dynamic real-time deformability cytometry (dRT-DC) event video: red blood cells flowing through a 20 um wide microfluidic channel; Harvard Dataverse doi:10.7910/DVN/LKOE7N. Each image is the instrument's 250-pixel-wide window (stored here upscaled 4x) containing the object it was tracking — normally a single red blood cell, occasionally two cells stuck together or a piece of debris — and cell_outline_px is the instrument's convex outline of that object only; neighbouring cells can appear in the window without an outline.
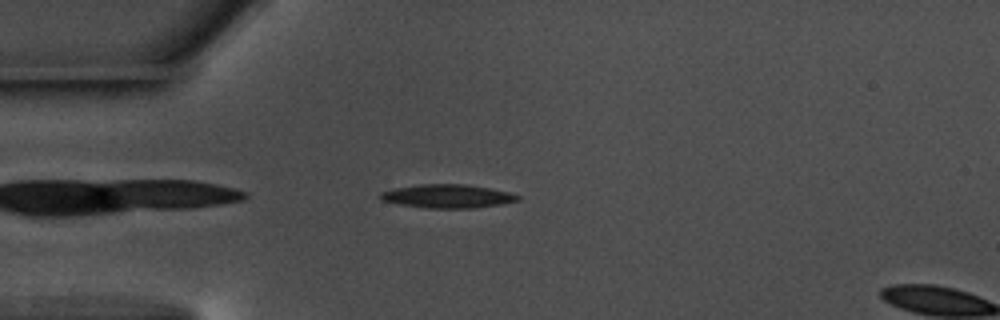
{"species": "common noctule bat (a hibernating species)", "species_latin": "Nyctalus noctula", "temperature_condition": "warm", "stored_images_in_passage": 43, "camera_frame_rate_fps": 3000, "um_per_image_px": 0.085, "animal": {"sex": "male", "body_mass_g": 17.5, "forearm_length_mm": 52.3}, "frame": {"image": 1, "passage_image": 2, "time_ms": 0.333, "image_size_px": [1000, 320], "cell_outline_px": [[520, 200], [500, 204], [472, 208], [428, 208], [400, 204], [380, 200], [380, 192], [396, 188], [420, 184], [464, 184], [488, 188], [508, 192], [520, 196]], "centroid_in_image_um": [38.03, 16.67], "position_along_channel_um": 47.0, "area_um2": 18.61}}
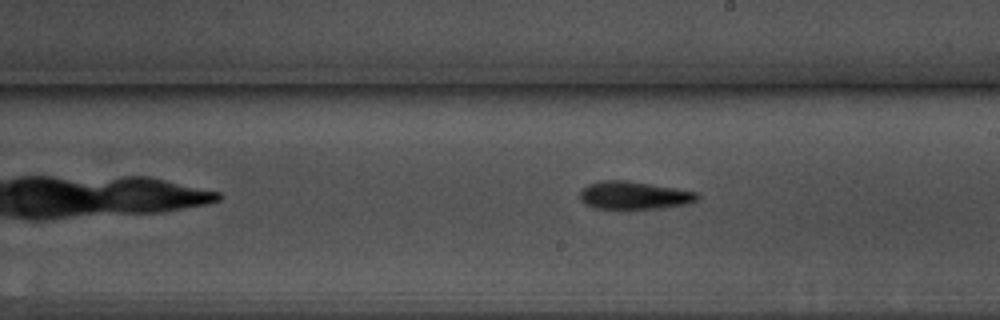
{"frame": {"image": 2, "passage_image": 19, "time_ms": 6.0, "image_size_px": [1000, 320], "cell_outline_px": [[700, 196], [696, 200], [684, 204], [660, 208], [596, 208], [584, 204], [580, 200], [580, 192], [588, 184], [604, 180], [628, 180], [696, 192]], "centroid_in_image_um": [53.85, 16.59], "position_along_channel_um": 235.2, "area_um2": 18.73}}
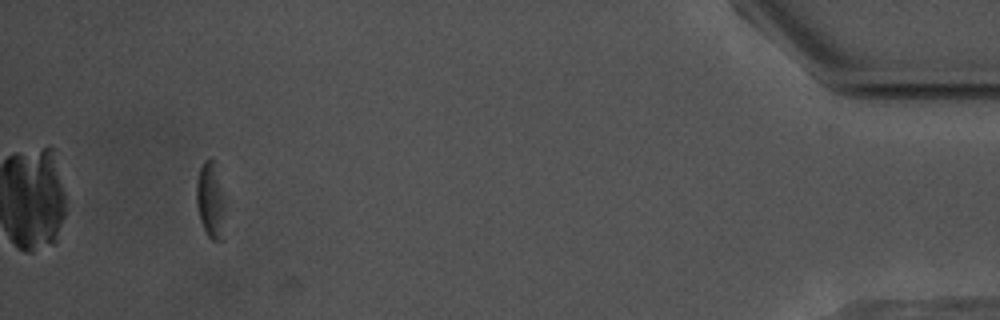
{"frame": {"image": 3, "passage_image": 40, "time_ms": 13.0, "image_size_px": [1000, 320], "cell_outline_px": [[224, 240], [212, 240], [208, 236], [200, 220], [196, 204], [196, 180], [200, 168], [204, 160], [216, 160], [224, 196]], "centroid_in_image_um": [17.91, 17.0], "position_along_channel_um": 417.3, "area_um2": 13.06}, "authors_computed_cell_mechanics": {"area_um2": 18.0336, "velocity_mm_per_s": 3.605, "shape_relaxation_time_tau1_ms": 3.9779, "shape_relaxation_time_tau2_ms": 7.0132, "deformation_change_tau1": 0.1159, "deformation_change_tau2": 0.1958}}